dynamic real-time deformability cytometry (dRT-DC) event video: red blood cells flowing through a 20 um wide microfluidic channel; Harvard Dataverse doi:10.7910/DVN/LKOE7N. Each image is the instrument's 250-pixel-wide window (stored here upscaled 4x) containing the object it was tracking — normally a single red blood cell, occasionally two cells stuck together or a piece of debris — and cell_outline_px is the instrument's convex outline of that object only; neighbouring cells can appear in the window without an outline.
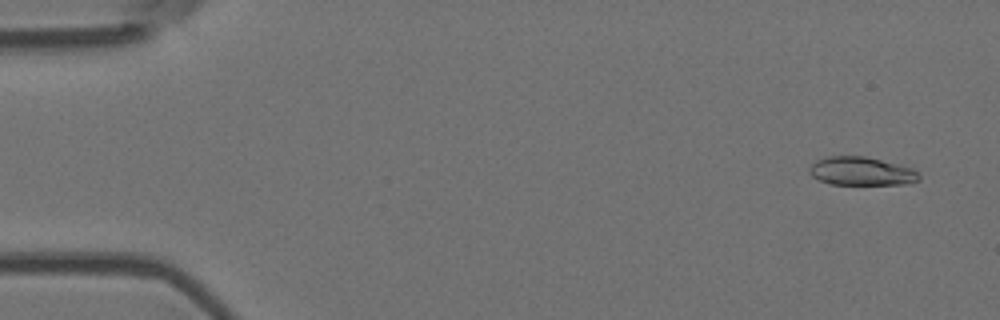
{"species": "Egyptian fruit bat (a non-hibernating species)", "species_latin": "Rousettus aegyptiacus", "temperature_condition": "room temperature", "stored_images_in_passage": 4, "camera_frame_rate_fps": 3000, "um_per_image_px": 0.085, "animal": {"sex": "female"}, "frame": {"image": 1, "passage_image": 1, "time_ms": 0.0, "image_size_px": [1000, 320], "cell_outline_px": [[920, 180], [904, 184], [828, 184], [812, 176], [808, 172], [812, 164], [816, 160], [828, 156], [864, 156], [912, 168], [920, 176]], "centroid_in_image_um": [73.18, 14.56], "position_along_channel_um": 11.8, "area_um2": 17.98}}